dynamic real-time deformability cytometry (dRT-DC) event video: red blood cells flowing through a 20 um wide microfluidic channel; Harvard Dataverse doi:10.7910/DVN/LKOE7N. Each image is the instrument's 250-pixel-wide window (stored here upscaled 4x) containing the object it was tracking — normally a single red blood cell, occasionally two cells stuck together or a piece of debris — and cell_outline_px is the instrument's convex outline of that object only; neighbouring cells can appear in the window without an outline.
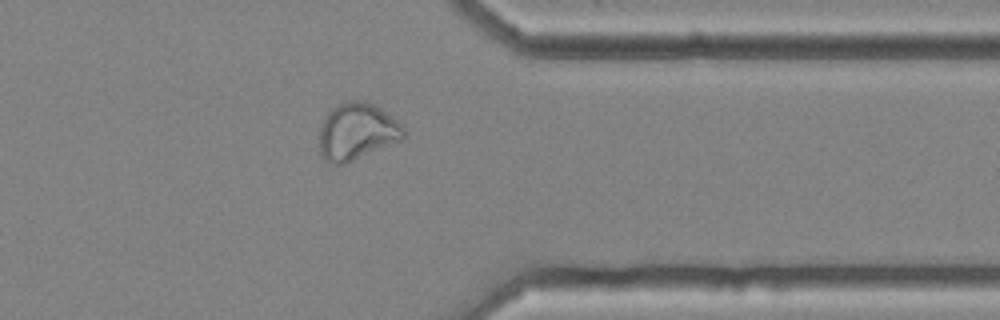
{"species": "common noctule bat (a hibernating species)", "species_latin": "Nyctalus noctula", "temperature_condition": "cold", "stored_images_in_passage": 41, "camera_frame_rate_fps": 3000, "um_per_image_px": 0.085, "animal": {"sex": "female", "body_mass_g": 25.1}, "frame": {"image": 1, "passage_image": 30, "time_ms": 9.667, "image_size_px": [1000, 320], "cell_outline_px": [[404, 136], [400, 140], [344, 164], [336, 164], [324, 160], [320, 156], [320, 124], [328, 112], [332, 108], [348, 100], [364, 100], [380, 108], [396, 120], [404, 128]], "centroid_in_image_um": [30.3, 11.17], "position_along_channel_um": 381.1, "area_um2": 27.63}, "authors_computed_cell_mechanics": {"area_um2": 27.6284, "velocity_mm_per_s": 3.6184, "shape_relaxation_time_tau1_ms": null, "shape_relaxation_time_tau2_ms": 2.0307, "deformation_change_tau1": null, "deformation_change_tau2": 0.0835}}